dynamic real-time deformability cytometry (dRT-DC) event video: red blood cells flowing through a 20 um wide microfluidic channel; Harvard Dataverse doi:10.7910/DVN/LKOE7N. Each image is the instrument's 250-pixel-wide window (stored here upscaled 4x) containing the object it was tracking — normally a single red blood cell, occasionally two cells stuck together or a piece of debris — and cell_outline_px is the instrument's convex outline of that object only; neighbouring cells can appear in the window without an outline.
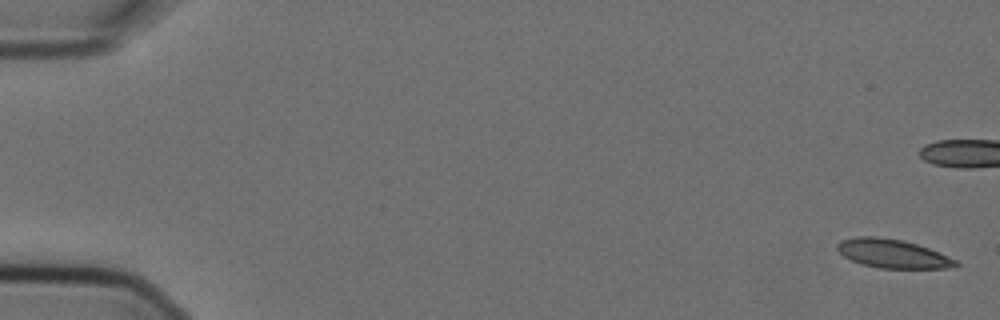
{"species": "Egyptian fruit bat (a non-hibernating species)", "species_latin": "Rousettus aegyptiacus", "temperature_condition": "cold", "stored_images_in_passage": 9, "camera_frame_rate_fps": 3000, "um_per_image_px": 0.085, "animal": {"sex": "female"}, "frame": {"image": 1, "passage_image": 1, "time_ms": 0.0, "image_size_px": [1000, 320], "cell_outline_px": [[960, 264], [956, 268], [880, 268], [860, 264], [844, 256], [836, 248], [836, 244], [840, 240], [856, 236], [876, 236], [904, 240], [928, 248], [956, 260]], "centroid_in_image_um": [75.85, 21.55], "position_along_channel_um": 9.1, "area_um2": 19.88}}
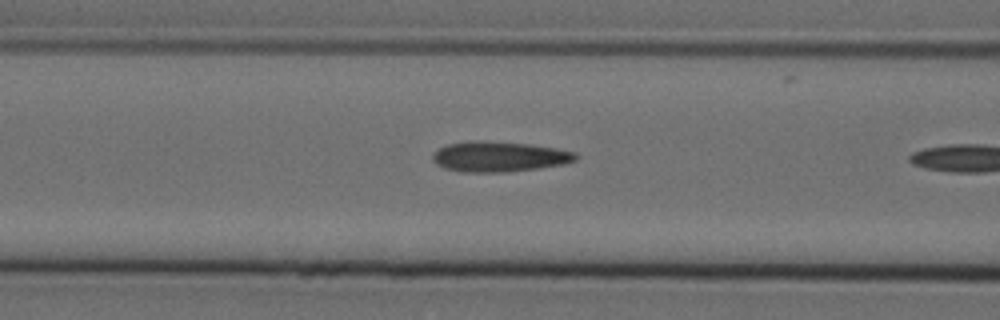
{"frame": {"image": 2, "passage_image": 8, "time_ms": 2.333, "image_size_px": [1000, 320], "cell_outline_px": [[576, 160], [564, 164], [536, 168], [504, 172], [460, 172], [444, 168], [436, 164], [432, 160], [432, 156], [440, 148], [448, 144], [472, 140], [476, 140], [532, 144], [556, 148], [576, 152]], "centroid_in_image_um": [42.42, 13.31], "position_along_channel_um": 124.2, "area_um2": 25.2}}